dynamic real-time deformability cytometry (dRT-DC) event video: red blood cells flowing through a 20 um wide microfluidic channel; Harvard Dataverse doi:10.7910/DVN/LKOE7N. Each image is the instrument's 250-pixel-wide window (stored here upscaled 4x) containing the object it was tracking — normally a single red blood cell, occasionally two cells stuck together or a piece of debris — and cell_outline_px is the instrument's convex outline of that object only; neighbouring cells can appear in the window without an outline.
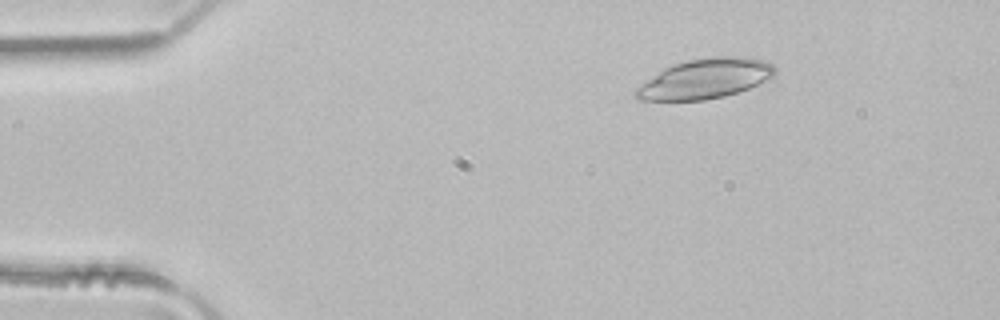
{"species": "common noctule bat (a hibernating species)", "species_latin": "Nyctalus noctula", "temperature_condition": "room temperature", "stored_images_in_passage": 3, "camera_frame_rate_fps": 3000, "um_per_image_px": 0.085, "animal": {"sex": "male", "body_mass_g": 21.5, "forearm_length_mm": 52.0}, "frame": {"image": 1, "passage_image": 1, "time_ms": 0.0, "image_size_px": [1000, 320], "cell_outline_px": [[776, 72], [772, 76], [748, 88], [724, 96], [704, 100], [640, 100], [632, 96], [632, 92], [636, 88], [664, 68], [672, 64], [688, 60], [716, 56], [744, 56], [764, 60], [772, 64], [776, 68]], "centroid_in_image_um": [59.91, 6.68], "position_along_channel_um": 25.1, "area_um2": 32.08}}
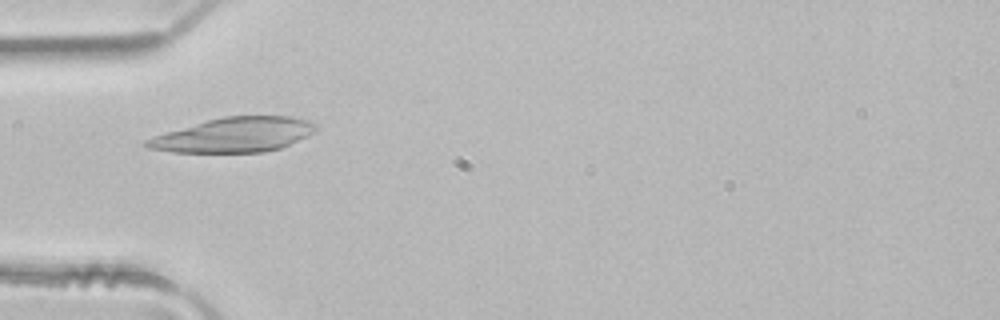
{"frame": {"image": 2, "passage_image": 3, "time_ms": 0.667, "image_size_px": [1000, 320], "cell_outline_px": [[316, 132], [308, 136], [280, 148], [264, 152], [176, 152], [148, 148], [140, 144], [144, 140], [152, 136], [208, 120], [224, 116], [292, 116], [308, 120], [316, 124]], "centroid_in_image_um": [19.9, 11.46], "position_along_channel_um": 65.1, "area_um2": 34.04}}